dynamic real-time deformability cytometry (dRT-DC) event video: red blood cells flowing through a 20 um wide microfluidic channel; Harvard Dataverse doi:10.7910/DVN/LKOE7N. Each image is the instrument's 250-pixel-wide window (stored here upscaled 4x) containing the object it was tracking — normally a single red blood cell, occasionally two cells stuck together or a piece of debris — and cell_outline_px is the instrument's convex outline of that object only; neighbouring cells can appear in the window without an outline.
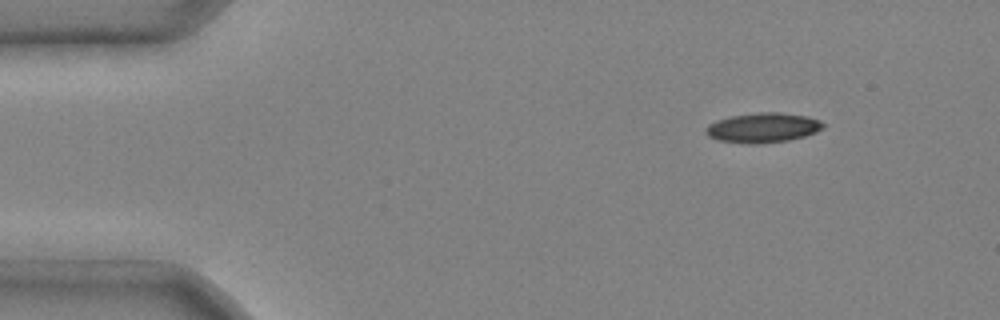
{"species": "common noctule bat (a hibernating species)", "species_latin": "Nyctalus noctula", "temperature_condition": "cold", "stored_images_in_passage": 3, "camera_frame_rate_fps": 3000, "um_per_image_px": 0.085, "animal": {"sex": "male", "body_mass_g": 20.4}, "frame": {"image": 1, "passage_image": 1, "time_ms": 0.0, "image_size_px": [1000, 320], "cell_outline_px": [[824, 128], [816, 132], [804, 136], [788, 140], [760, 144], [748, 144], [720, 140], [708, 136], [704, 132], [704, 128], [708, 124], [716, 120], [728, 116], [756, 112], [776, 112], [808, 116], [820, 120], [824, 124]], "centroid_in_image_um": [64.82, 10.85], "position_along_channel_um": 20.2, "area_um2": 20.58}}